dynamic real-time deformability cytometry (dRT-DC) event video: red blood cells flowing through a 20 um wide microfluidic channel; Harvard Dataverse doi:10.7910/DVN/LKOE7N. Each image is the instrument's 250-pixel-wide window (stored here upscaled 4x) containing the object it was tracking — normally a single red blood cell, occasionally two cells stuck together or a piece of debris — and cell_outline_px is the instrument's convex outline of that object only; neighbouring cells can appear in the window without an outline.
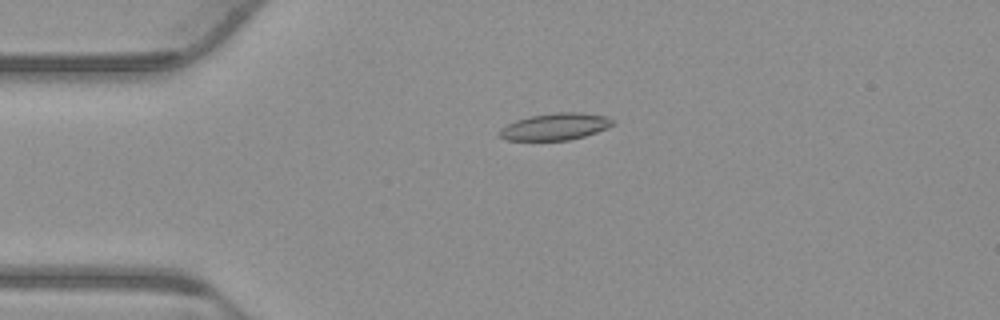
{"species": "common noctule bat (a hibernating species)", "species_latin": "Nyctalus noctula", "temperature_condition": "warm", "stored_images_in_passage": 55, "camera_frame_rate_fps": 3000, "um_per_image_px": 0.085, "animal": {"sex": "male", "body_mass_g": 23.1, "forearm_length_mm": 52.7}, "frame": {"image": 1, "passage_image": 13, "time_ms": 4.0, "image_size_px": [1000, 320], "cell_outline_px": [[616, 124], [608, 128], [584, 136], [568, 140], [504, 140], [496, 136], [496, 132], [500, 128], [516, 120], [532, 116], [556, 112], [580, 112], [604, 116], [612, 120]], "centroid_in_image_um": [47.14, 10.77], "position_along_channel_um": 37.9, "area_um2": 17.8}}
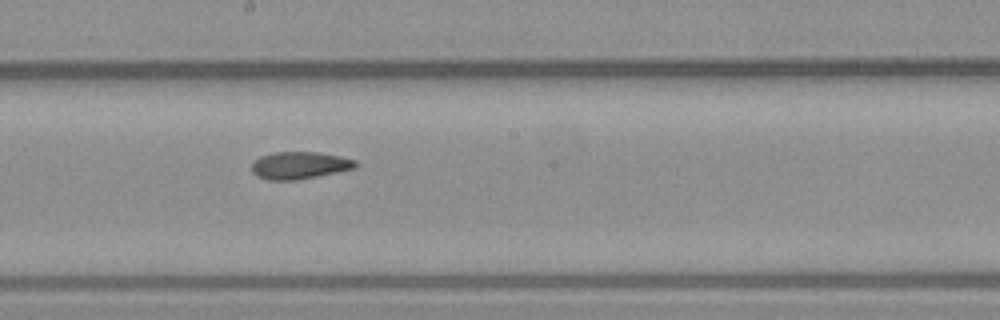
{"frame": {"image": 2, "passage_image": 30, "time_ms": 9.667, "image_size_px": [1000, 320], "cell_outline_px": [[360, 164], [356, 168], [296, 180], [268, 180], [256, 176], [252, 172], [252, 164], [260, 156], [272, 152], [316, 152], [340, 156], [356, 160]], "centroid_in_image_um": [25.47, 14.05], "position_along_channel_um": 222.7, "area_um2": 16.53}}
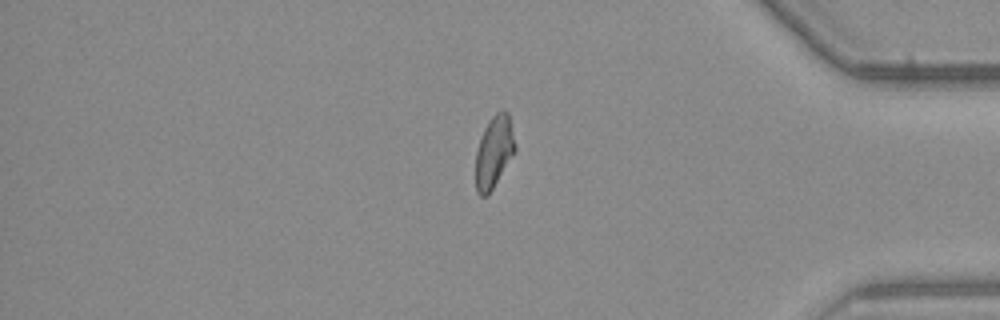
{"frame": {"image": 3, "passage_image": 46, "time_ms": 15.0, "image_size_px": [1000, 320], "cell_outline_px": [[516, 148], [488, 196], [480, 196], [476, 192], [476, 152], [484, 128], [492, 116], [496, 112], [504, 108], [508, 112], [516, 144]], "centroid_in_image_um": [41.99, 12.88], "position_along_channel_um": 393.2, "area_um2": 16.36}, "authors_computed_cell_mechanics": {"area_um2": 17.1088, "velocity_mm_per_s": 3.7774, "shape_relaxation_time_tau1_ms": null, "shape_relaxation_time_tau2_ms": 3.6026, "deformation_change_tau1": null, "deformation_change_tau2": 0.1084}}